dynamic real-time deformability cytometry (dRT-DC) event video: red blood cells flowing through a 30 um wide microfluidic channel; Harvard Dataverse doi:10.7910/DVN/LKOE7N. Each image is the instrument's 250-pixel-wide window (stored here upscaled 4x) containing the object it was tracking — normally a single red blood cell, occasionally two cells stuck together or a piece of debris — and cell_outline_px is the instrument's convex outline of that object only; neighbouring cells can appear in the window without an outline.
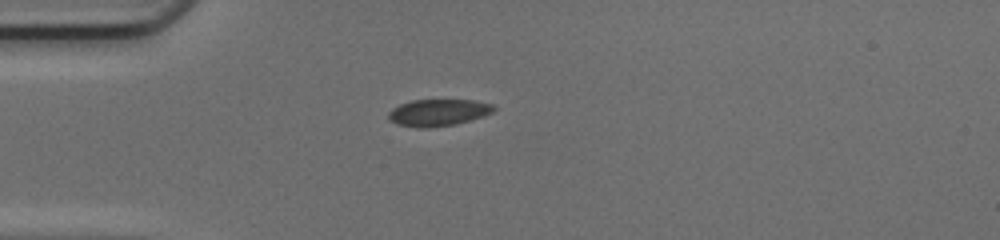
{"species": "common noctule bat (a hibernating species)", "species_latin": "Nyctalus noctula", "temperature_condition": "cold", "stored_images_in_passage": 36, "camera_frame_rate_fps": 3000, "um_per_image_px": 0.085, "animal": {"sex": "female", "body_mass_g": 17.0, "forearm_length_mm": 48.0}, "frame": {"image": 1, "passage_image": 1, "time_ms": 0.0, "image_size_px": [1000, 240], "cell_outline_px": [[496, 108], [492, 112], [484, 116], [472, 120], [456, 124], [428, 128], [416, 128], [396, 124], [388, 120], [388, 112], [392, 108], [400, 104], [412, 100], [476, 100], [492, 104]], "centroid_in_image_um": [37.23, 9.57], "position_along_channel_um": 47.8, "area_um2": 16.7}}
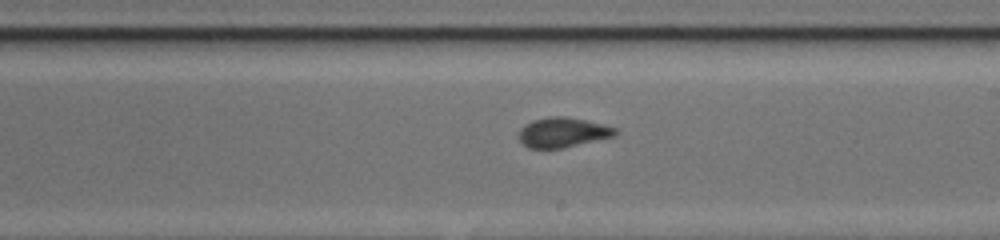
{"frame": {"image": 2, "passage_image": 16, "time_ms": 5.0, "image_size_px": [1000, 240], "cell_outline_px": [[616, 136], [564, 148], [528, 148], [520, 140], [520, 128], [532, 120], [552, 116], [564, 116], [604, 124], [616, 128]], "centroid_in_image_um": [47.86, 11.26], "position_along_channel_um": 241.1, "area_um2": 16.7}}
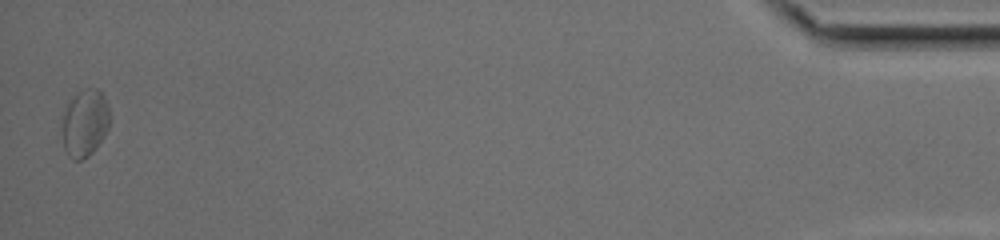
{"frame": {"image": 3, "passage_image": 36, "time_ms": 11.667, "image_size_px": [1000, 240], "cell_outline_px": [[108, 128], [104, 136], [92, 152], [88, 156], [80, 160], [72, 160], [68, 156], [64, 148], [64, 112], [68, 104], [84, 88], [96, 88], [104, 96], [108, 104]], "centroid_in_image_um": [7.23, 10.48], "position_along_channel_um": 428.0, "area_um2": 18.03}, "authors_computed_cell_mechanics": {"area_um2": 16.8198, "velocity_mm_per_s": 4.2023, "shape_relaxation_time_tau1_ms": 4.0051, "shape_relaxation_time_tau2_ms": 1.2992, "deformation_change_tau1": 0.092, "deformation_change_tau2": 0.0333}}